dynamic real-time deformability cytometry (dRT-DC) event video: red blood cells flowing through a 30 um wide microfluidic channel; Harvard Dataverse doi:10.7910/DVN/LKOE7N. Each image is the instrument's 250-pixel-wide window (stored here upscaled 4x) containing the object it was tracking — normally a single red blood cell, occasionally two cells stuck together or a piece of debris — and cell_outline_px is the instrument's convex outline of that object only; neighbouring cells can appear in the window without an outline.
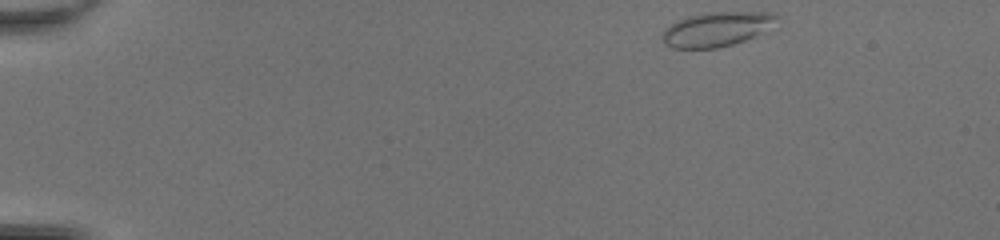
{"species": "common noctule bat (a hibernating species)", "species_latin": "Nyctalus noctula", "temperature_condition": "room temperature", "stored_images_in_passage": 43, "camera_frame_rate_fps": 3000, "um_per_image_px": 0.085, "animal": {"sex": "female", "body_mass_g": 20.0, "forearm_length_mm": 54.0}, "frame": {"image": 1, "passage_image": 1, "time_ms": 0.0, "image_size_px": [1000, 240], "cell_outline_px": [[780, 16], [760, 32], [744, 40], [732, 44], [716, 48], [672, 48], [664, 44], [660, 40], [664, 28], [676, 20], [688, 16], [704, 12], [776, 12]], "centroid_in_image_um": [60.81, 2.47], "position_along_channel_um": 24.2, "area_um2": 22.83}}
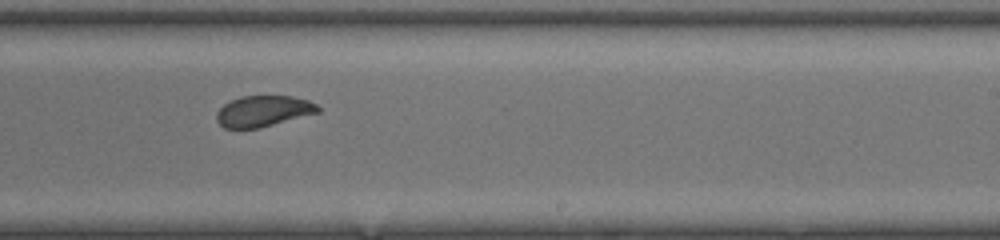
{"frame": {"image": 2, "passage_image": 26, "time_ms": 8.333, "image_size_px": [1000, 240], "cell_outline_px": [[320, 112], [260, 128], [224, 128], [216, 120], [216, 112], [224, 104], [240, 96], [292, 96], [308, 100], [316, 104], [320, 108]], "centroid_in_image_um": [22.38, 9.45], "position_along_channel_um": 266.6, "area_um2": 18.32}}
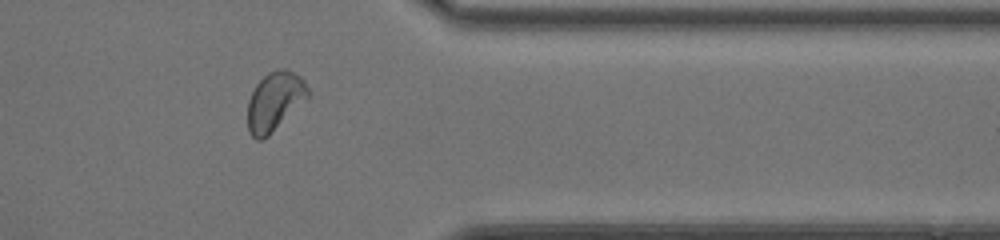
{"frame": {"image": 3, "passage_image": 35, "time_ms": 11.333, "image_size_px": [1000, 240], "cell_outline_px": [[308, 100], [268, 136], [260, 140], [256, 140], [248, 132], [248, 100], [256, 84], [268, 72], [276, 68], [288, 68], [300, 76], [304, 80], [308, 88]], "centroid_in_image_um": [23.37, 8.6], "position_along_channel_um": 388.0, "area_um2": 21.04}, "authors_computed_cell_mechanics": {"area_um2": 20.5768, "velocity_mm_per_s": 4.3064, "shape_relaxation_time_tau1_ms": 5.9284, "shape_relaxation_time_tau2_ms": null, "deformation_change_tau1": 0.1068, "deformation_change_tau2": null}}